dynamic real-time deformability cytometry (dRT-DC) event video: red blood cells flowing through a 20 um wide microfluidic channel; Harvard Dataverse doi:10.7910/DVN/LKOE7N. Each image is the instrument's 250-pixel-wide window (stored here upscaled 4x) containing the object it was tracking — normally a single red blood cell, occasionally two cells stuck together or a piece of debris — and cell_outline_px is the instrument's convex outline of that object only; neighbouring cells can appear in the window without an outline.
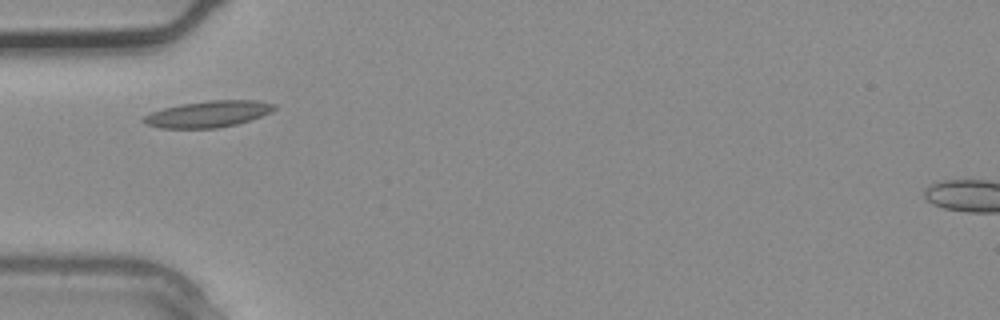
{"species": "common noctule bat (a hibernating species)", "species_latin": "Nyctalus noctula", "temperature_condition": "warm", "stored_images_in_passage": 3, "camera_frame_rate_fps": 3000, "um_per_image_px": 0.085, "animal": {"sex": "male", "body_mass_g": 20.4}, "frame": {"image": 1, "passage_image": 3, "time_ms": 0.667, "image_size_px": [1000, 320], "cell_outline_px": [[276, 108], [260, 116], [236, 124], [216, 128], [160, 128], [144, 124], [140, 120], [144, 116], [152, 112], [164, 108], [180, 104], [212, 100], [256, 100], [276, 104]], "centroid_in_image_um": [17.64, 9.69], "position_along_channel_um": 67.4, "area_um2": 19.94}}